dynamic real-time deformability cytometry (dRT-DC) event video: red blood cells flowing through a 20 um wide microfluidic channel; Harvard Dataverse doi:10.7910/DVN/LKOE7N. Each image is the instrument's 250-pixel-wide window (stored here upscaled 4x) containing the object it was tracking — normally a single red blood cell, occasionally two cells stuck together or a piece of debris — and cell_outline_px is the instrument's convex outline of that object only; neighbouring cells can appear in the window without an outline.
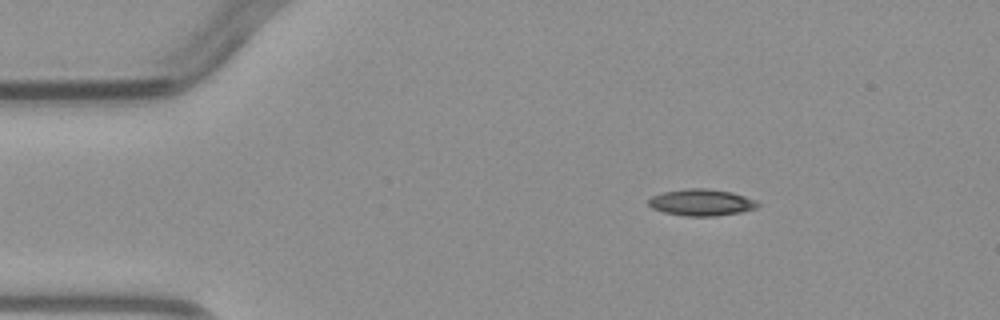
{"species": "common noctule bat (a hibernating species)", "species_latin": "Nyctalus noctula", "temperature_condition": "warm", "stored_images_in_passage": 4, "camera_frame_rate_fps": 3000, "um_per_image_px": 0.085, "animal": {"sex": "male", "body_mass_g": 23.1, "forearm_length_mm": 52.7}, "frame": {"image": 1, "passage_image": 1, "time_ms": 0.0, "image_size_px": [1000, 320], "cell_outline_px": [[760, 204], [756, 208], [740, 212], [716, 216], [684, 216], [664, 212], [652, 208], [648, 204], [648, 200], [652, 196], [664, 192], [684, 188], [708, 188], [732, 192], [756, 200]], "centroid_in_image_um": [59.62, 17.2], "position_along_channel_um": 25.4, "area_um2": 16.99}}
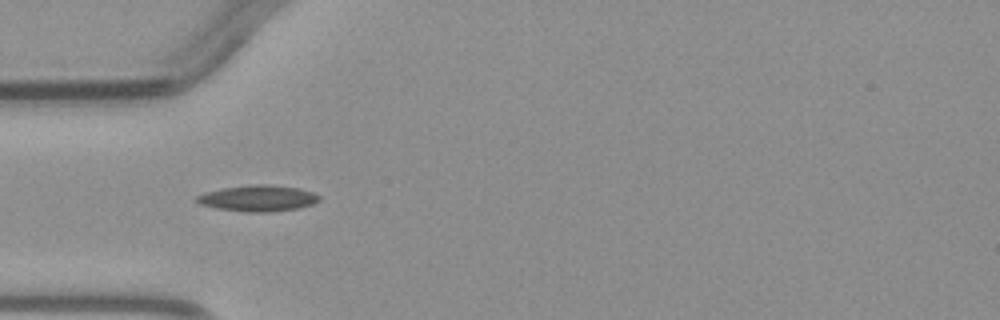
{"frame": {"image": 2, "passage_image": 3, "time_ms": 2.333, "image_size_px": [1000, 320], "cell_outline_px": [[320, 200], [312, 204], [296, 208], [268, 212], [248, 212], [216, 208], [200, 204], [196, 200], [196, 196], [204, 192], [220, 188], [256, 184], [268, 184], [300, 188], [312, 192], [320, 196]], "centroid_in_image_um": [21.91, 16.84], "position_along_channel_um": 63.1, "area_um2": 18.61}}
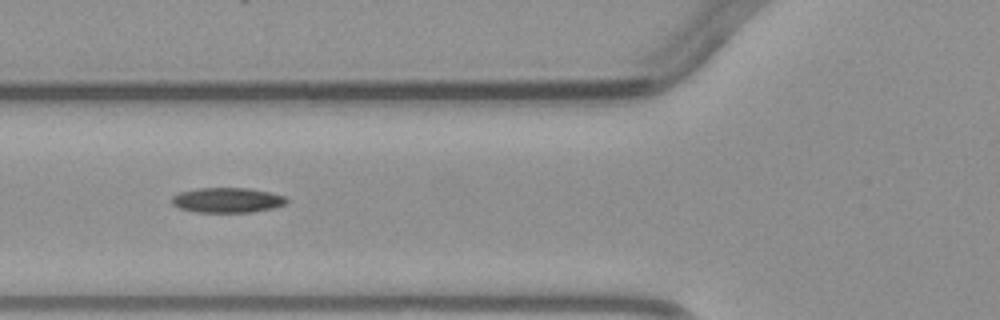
{"frame": {"image": 3, "passage_image": 4, "time_ms": 3.333, "image_size_px": [1000, 320], "cell_outline_px": [[288, 200], [284, 204], [272, 208], [252, 212], [196, 212], [180, 208], [172, 204], [172, 196], [180, 192], [200, 188], [248, 188], [268, 192], [284, 196]], "centroid_in_image_um": [19.3, 17.01], "position_along_channel_um": 106.5, "area_um2": 16.53}}